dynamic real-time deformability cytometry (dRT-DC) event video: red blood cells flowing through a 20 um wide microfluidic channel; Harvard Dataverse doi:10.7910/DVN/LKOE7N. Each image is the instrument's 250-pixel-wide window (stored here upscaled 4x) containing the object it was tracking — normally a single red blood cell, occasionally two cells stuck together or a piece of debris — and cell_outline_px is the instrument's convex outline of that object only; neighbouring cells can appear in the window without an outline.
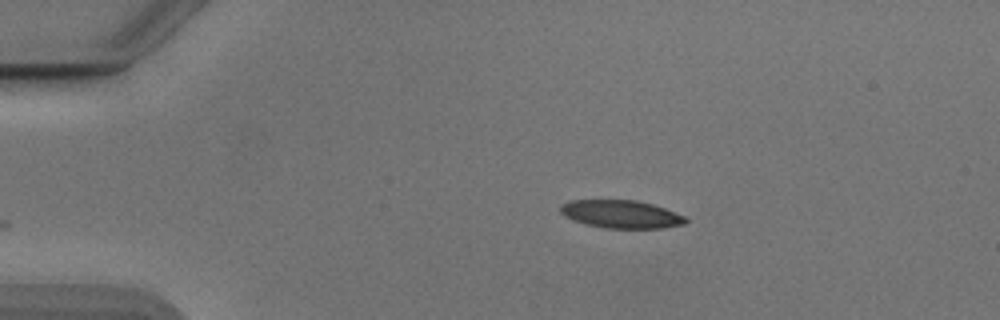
{"species": "Egyptian fruit bat (a non-hibernating species)", "species_latin": "Rousettus aegyptiacus", "temperature_condition": "cold", "stored_images_in_passage": 43, "camera_frame_rate_fps": 3000, "um_per_image_px": 0.085, "animal": {"sex": "male"}, "frame": {"image": 1, "passage_image": 1, "time_ms": 0.0, "image_size_px": [1000, 320], "cell_outline_px": [[688, 220], [684, 224], [660, 228], [604, 228], [572, 220], [564, 216], [560, 212], [560, 204], [568, 200], [636, 200], [652, 204], [664, 208], [684, 216]], "centroid_in_image_um": [52.75, 18.2], "position_along_channel_um": 32.3, "area_um2": 20.35}}
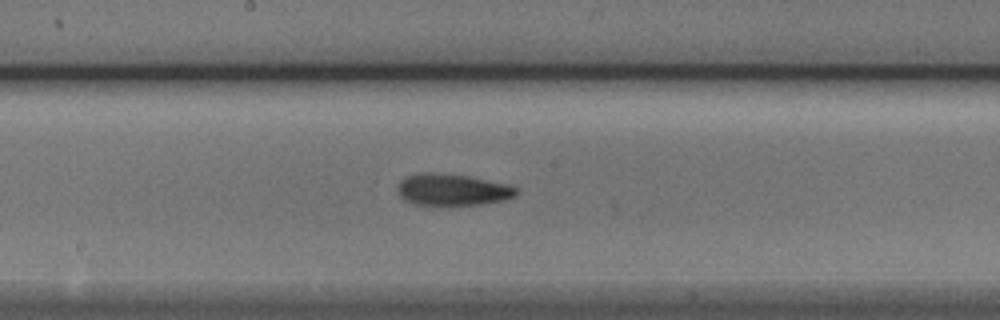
{"frame": {"image": 2, "passage_image": 19, "time_ms": 6.0, "image_size_px": [1000, 320], "cell_outline_px": [[520, 192], [516, 196], [504, 200], [484, 204], [440, 208], [416, 204], [404, 200], [400, 196], [396, 188], [396, 184], [404, 176], [420, 172], [432, 172], [468, 176], [512, 184], [520, 188]], "centroid_in_image_um": [38.47, 16.16], "position_along_channel_um": 209.7, "area_um2": 23.29}}
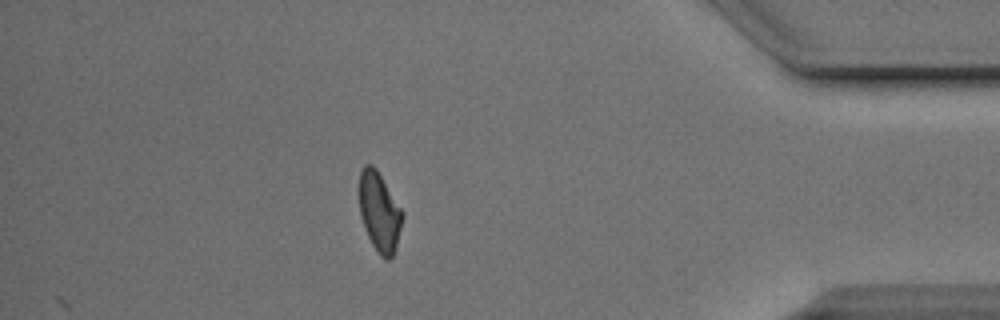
{"frame": {"image": 3, "passage_image": 37, "time_ms": 12.0, "image_size_px": [1000, 320], "cell_outline_px": [[404, 216], [396, 248], [392, 256], [388, 260], [384, 260], [380, 256], [372, 244], [364, 228], [360, 216], [356, 192], [360, 172], [364, 164], [372, 164], [376, 168], [404, 212]], "centroid_in_image_um": [32.21, 17.98], "position_along_channel_um": 403.0, "area_um2": 20.69}, "authors_computed_cell_mechanics": {"area_um2": 21.0392, "velocity_mm_per_s": 3.8805, "shape_relaxation_time_tau1_ms": 4.014, "shape_relaxation_time_tau2_ms": 4.6661, "deformation_change_tau1": 0.1571, "deformation_change_tau2": 0.1238}}